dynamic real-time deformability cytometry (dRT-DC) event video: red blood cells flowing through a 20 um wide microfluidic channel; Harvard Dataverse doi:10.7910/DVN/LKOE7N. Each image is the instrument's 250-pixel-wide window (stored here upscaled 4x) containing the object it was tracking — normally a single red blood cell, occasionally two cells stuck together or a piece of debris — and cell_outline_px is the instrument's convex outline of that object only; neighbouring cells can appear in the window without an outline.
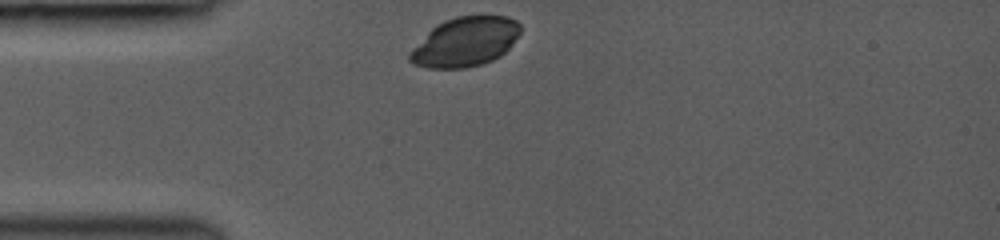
{"species": "common noctule bat (a hibernating species)", "species_latin": "Nyctalus noctula", "temperature_condition": "room temperature", "stored_images_in_passage": 3, "camera_frame_rate_fps": 3000, "um_per_image_px": 0.085, "animal": {"sex": "female", "body_mass_g": 19.0, "forearm_length_mm": 53.3}, "frame": {"image": 1, "passage_image": 1, "time_ms": 0.0, "image_size_px": [1000, 240], "cell_outline_px": [[520, 32], [512, 44], [500, 56], [492, 60], [480, 64], [464, 68], [428, 68], [412, 64], [408, 60], [408, 52], [436, 24], [444, 20], [456, 16], [508, 16], [516, 20], [520, 24]], "centroid_in_image_um": [39.51, 3.56], "position_along_channel_um": 45.5, "area_um2": 31.79}}